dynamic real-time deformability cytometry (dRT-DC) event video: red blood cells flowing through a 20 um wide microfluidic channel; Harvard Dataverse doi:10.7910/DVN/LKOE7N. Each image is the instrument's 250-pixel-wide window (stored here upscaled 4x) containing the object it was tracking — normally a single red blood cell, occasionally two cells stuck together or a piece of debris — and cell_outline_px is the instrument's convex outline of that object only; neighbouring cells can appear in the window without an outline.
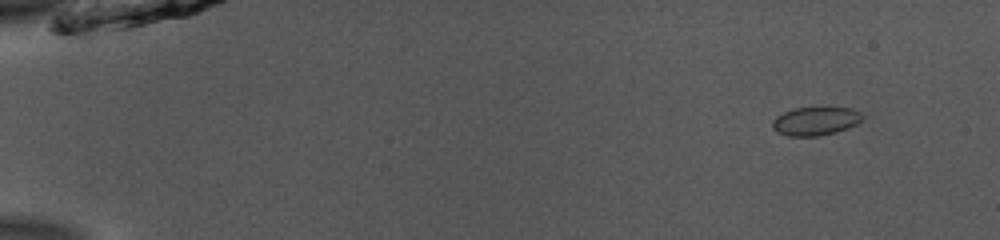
{"species": "common noctule bat (a hibernating species)", "species_latin": "Nyctalus noctula", "temperature_condition": "room temperature", "stored_images_in_passage": 52, "camera_frame_rate_fps": 3000, "um_per_image_px": 0.085, "animal": {"sex": "male", "body_mass_g": 13.0, "forearm_length_mm": 53.1}, "frame": {"image": 1, "passage_image": 4, "time_ms": 1.0, "image_size_px": [1000, 240], "cell_outline_px": [[864, 120], [848, 128], [836, 132], [820, 136], [788, 136], [772, 128], [772, 120], [776, 116], [784, 112], [796, 108], [852, 108], [860, 112], [864, 116]], "centroid_in_image_um": [69.35, 10.3], "position_along_channel_um": 15.7, "area_um2": 14.91}}
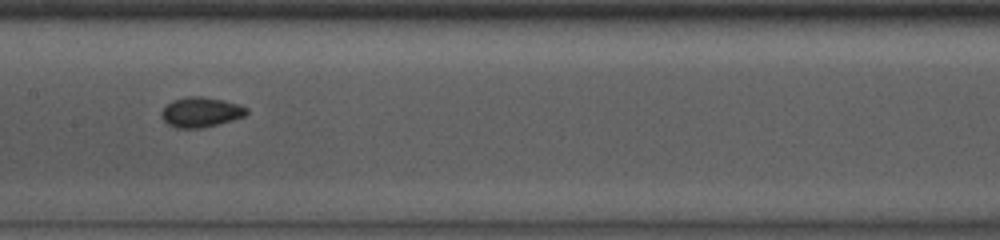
{"frame": {"image": 2, "passage_image": 27, "time_ms": 8.667, "image_size_px": [1000, 240], "cell_outline_px": [[248, 112], [244, 116], [232, 120], [200, 128], [176, 128], [168, 124], [164, 120], [160, 112], [172, 100], [188, 96], [200, 96], [224, 100], [240, 104], [248, 108]], "centroid_in_image_um": [17.08, 9.52], "position_along_channel_um": 190.3, "area_um2": 14.8}}
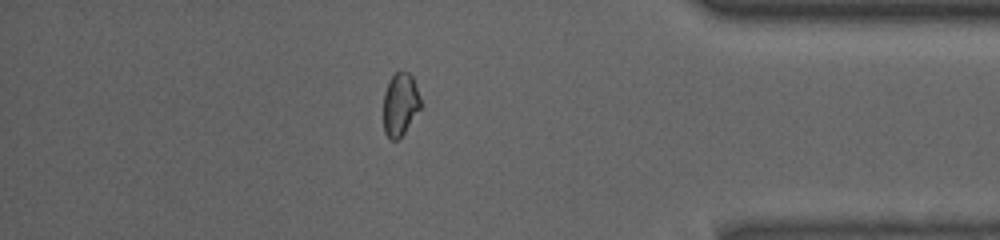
{"frame": {"image": 3, "passage_image": 45, "time_ms": 14.667, "image_size_px": [1000, 240], "cell_outline_px": [[420, 108], [404, 132], [396, 140], [392, 140], [384, 132], [384, 92], [388, 80], [396, 72], [408, 72], [412, 76], [420, 100]], "centroid_in_image_um": [33.99, 8.85], "position_along_channel_um": 401.2, "area_um2": 13.29}, "authors_computed_cell_mechanics": {"area_um2": 14.5078, "velocity_mm_per_s": 3.8999, "shape_relaxation_time_tau1_ms": 3.7877, "shape_relaxation_time_tau2_ms": 2.1494, "deformation_change_tau1": 0.0887, "deformation_change_tau2": 0.0519}}